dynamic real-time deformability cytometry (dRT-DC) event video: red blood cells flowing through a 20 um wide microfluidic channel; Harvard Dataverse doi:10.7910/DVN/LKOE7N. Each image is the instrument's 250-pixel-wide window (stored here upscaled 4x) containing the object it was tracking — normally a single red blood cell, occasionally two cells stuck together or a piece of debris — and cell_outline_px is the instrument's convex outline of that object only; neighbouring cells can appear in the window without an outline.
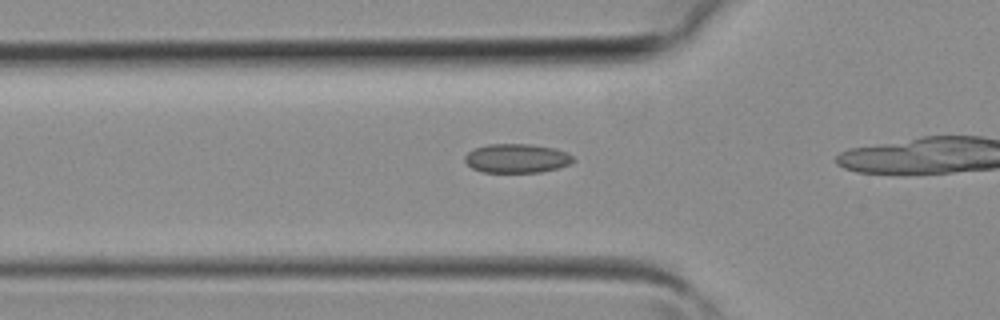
{"species": "common noctule bat (a hibernating species)", "species_latin": "Nyctalus noctula", "temperature_condition": "room temperature", "stored_images_in_passage": 15, "camera_frame_rate_fps": 3000, "um_per_image_px": 0.085, "animal": {"sex": "female", "body_mass_g": 19.3, "forearm_length_mm": 54.1}, "frame": {"image": 1, "passage_image": 9, "time_ms": 2.667, "image_size_px": [1000, 320], "cell_outline_px": [[576, 160], [560, 168], [540, 172], [484, 172], [472, 168], [464, 160], [464, 156], [468, 152], [476, 148], [488, 144], [528, 144], [556, 148], [568, 152]], "centroid_in_image_um": [43.95, 13.46], "position_along_channel_um": 81.8, "area_um2": 18.38}}